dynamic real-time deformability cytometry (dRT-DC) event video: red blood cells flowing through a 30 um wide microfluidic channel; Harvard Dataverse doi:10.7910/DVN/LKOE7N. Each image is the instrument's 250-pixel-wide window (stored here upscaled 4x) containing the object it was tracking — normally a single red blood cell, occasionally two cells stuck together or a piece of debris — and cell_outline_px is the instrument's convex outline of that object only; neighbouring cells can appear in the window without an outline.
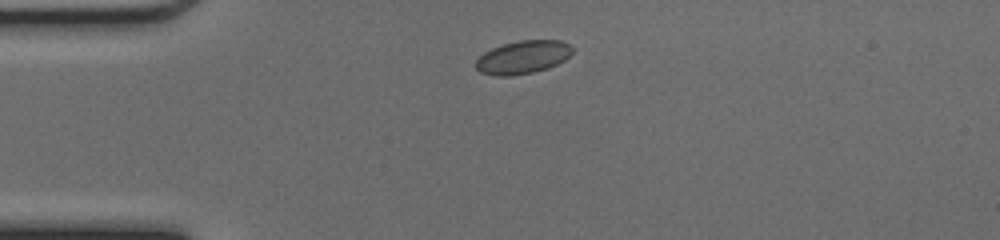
{"species": "common noctule bat (a hibernating species)", "species_latin": "Nyctalus noctula", "temperature_condition": "cold", "stored_images_in_passage": 29, "camera_frame_rate_fps": 3000, "um_per_image_px": 0.085, "animal": {"sex": "female", "body_mass_g": 17.0, "forearm_length_mm": 48.0}, "frame": {"image": 1, "passage_image": 1, "time_ms": 0.0, "image_size_px": [1000, 240], "cell_outline_px": [[564, 56], [560, 60], [552, 64], [528, 72], [488, 72], [480, 68], [476, 64], [488, 52], [496, 48], [508, 44], [532, 40], [552, 40], [564, 44]], "centroid_in_image_um": [44.41, 4.8], "position_along_channel_um": 40.6, "area_um2": 15.2}}
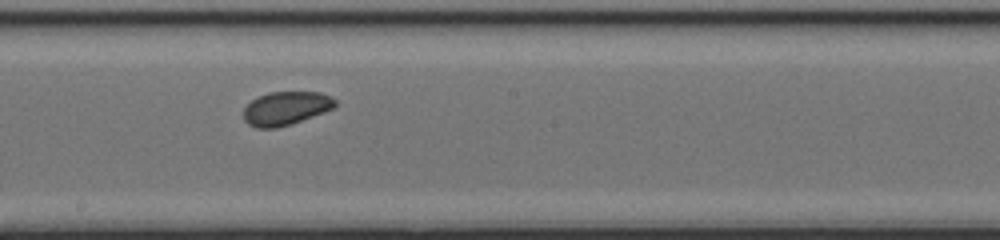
{"frame": {"image": 2, "passage_image": 16, "time_ms": 5.0, "image_size_px": [1000, 240], "cell_outline_px": [[332, 104], [328, 108], [308, 116], [284, 124], [252, 124], [248, 120], [244, 112], [256, 100], [264, 96], [280, 92], [308, 92], [324, 96], [332, 100]], "centroid_in_image_um": [24.3, 9.14], "position_along_channel_um": 223.9, "area_um2": 14.74}}
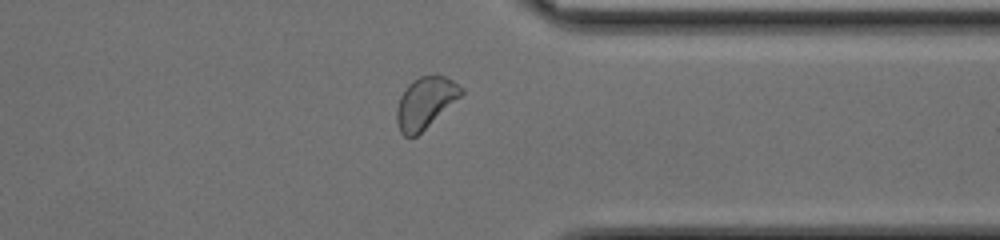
{"frame": {"image": 3, "passage_image": 27, "time_ms": 8.667, "image_size_px": [1000, 240], "cell_outline_px": [[460, 92], [416, 136], [408, 136], [400, 128], [400, 104], [404, 92], [416, 80], [452, 88]], "centroid_in_image_um": [35.96, 8.96], "position_along_channel_um": 375.4, "area_um2": 14.39}, "authors_computed_cell_mechanics": {"area_um2": 15.2592, "velocity_mm_per_s": 4.2402, "shape_relaxation_time_tau1_ms": 2.8468, "shape_relaxation_time_tau2_ms": null, "deformation_change_tau1": 0.0448, "deformation_change_tau2": null}}